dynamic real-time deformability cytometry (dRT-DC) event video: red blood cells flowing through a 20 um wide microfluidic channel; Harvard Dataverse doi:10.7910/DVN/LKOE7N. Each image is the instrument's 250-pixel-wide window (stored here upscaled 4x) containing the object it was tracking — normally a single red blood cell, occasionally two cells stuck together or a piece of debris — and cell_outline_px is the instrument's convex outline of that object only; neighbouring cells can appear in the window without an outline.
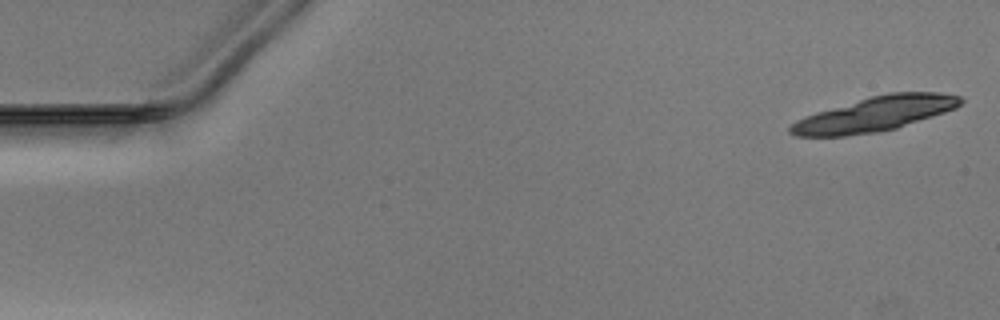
{"species": "Egyptian fruit bat (a non-hibernating species)", "species_latin": "Rousettus aegyptiacus", "temperature_condition": "warm", "stored_images_in_passage": 18, "camera_frame_rate_fps": 3000, "um_per_image_px": 0.085, "animal": {"sex": "male"}, "frame": {"image": 1, "passage_image": 1, "time_ms": 0.0, "image_size_px": [1000, 320], "cell_outline_px": [[964, 100], [956, 108], [896, 128], [876, 132], [844, 136], [796, 136], [788, 132], [788, 128], [796, 120], [804, 116], [816, 112], [872, 96], [888, 92], [940, 92], [960, 96]], "centroid_in_image_um": [74.36, 9.69], "position_along_channel_um": 10.6, "area_um2": 34.04}}